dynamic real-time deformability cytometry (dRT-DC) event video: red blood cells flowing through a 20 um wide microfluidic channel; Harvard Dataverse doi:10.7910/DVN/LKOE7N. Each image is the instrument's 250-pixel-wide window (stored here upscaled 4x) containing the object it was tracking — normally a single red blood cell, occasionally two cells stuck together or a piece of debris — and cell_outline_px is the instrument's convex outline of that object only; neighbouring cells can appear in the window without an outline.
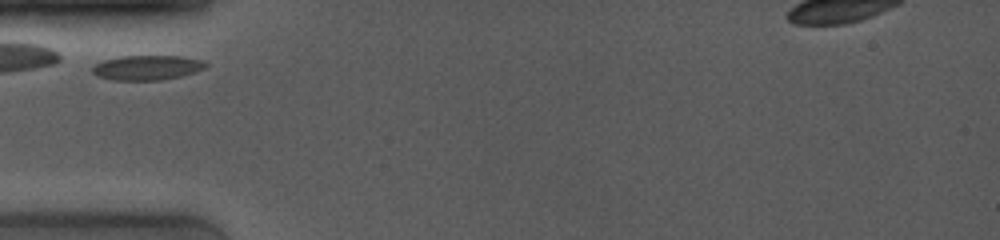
{"species": "common noctule bat (a hibernating species)", "species_latin": "Nyctalus noctula", "temperature_condition": "room temperature", "stored_images_in_passage": 2, "camera_frame_rate_fps": 4000, "um_per_image_px": 0.085, "animal": {"sex": "female", "body_mass_g": 19.0, "forearm_length_mm": 53.3}, "frame": {"image": 1, "passage_image": 1, "time_ms": 0.0, "image_size_px": [1000, 240], "cell_outline_px": [[208, 64], [204, 68], [196, 72], [180, 76], [160, 80], [112, 80], [96, 76], [92, 72], [92, 68], [96, 64], [104, 60], [120, 56], [180, 56], [204, 60]], "centroid_in_image_um": [12.51, 5.75], "position_along_channel_um": 72.5, "area_um2": 16.36}}